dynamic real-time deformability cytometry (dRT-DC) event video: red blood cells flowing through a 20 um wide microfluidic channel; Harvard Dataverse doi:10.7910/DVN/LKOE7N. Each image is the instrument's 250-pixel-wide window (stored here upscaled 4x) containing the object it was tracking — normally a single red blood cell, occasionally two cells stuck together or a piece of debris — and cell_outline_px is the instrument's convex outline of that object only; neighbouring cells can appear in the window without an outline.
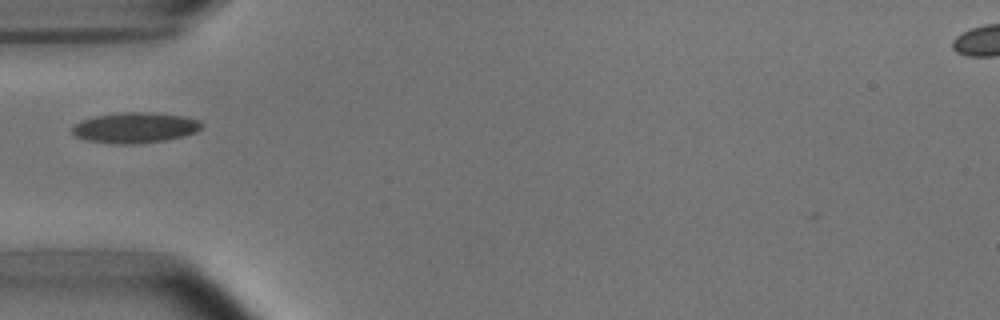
{"species": "common noctule bat (a hibernating species)", "species_latin": "Nyctalus noctula", "temperature_condition": "room temperature", "stored_images_in_passage": 37, "camera_frame_rate_fps": 3000, "um_per_image_px": 0.085, "animal": {"sex": "male", "body_mass_g": 15.6}, "frame": {"image": 1, "passage_image": 1, "time_ms": 0.0, "image_size_px": [1000, 320], "cell_outline_px": [[204, 124], [196, 132], [184, 136], [164, 140], [132, 144], [120, 144], [84, 140], [76, 136], [72, 132], [72, 124], [80, 120], [96, 116], [120, 112], [152, 112], [184, 116], [200, 120]], "centroid_in_image_um": [11.47, 10.84], "position_along_channel_um": 73.5, "area_um2": 23.18}}
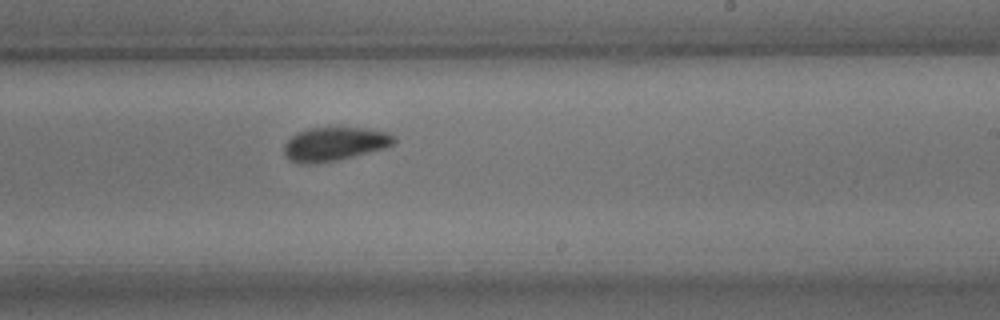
{"frame": {"image": 2, "passage_image": 16, "time_ms": 5.0, "image_size_px": [1000, 320], "cell_outline_px": [[396, 144], [384, 148], [340, 160], [316, 164], [300, 164], [288, 160], [284, 156], [284, 144], [296, 132], [308, 128], [364, 128], [388, 132], [396, 136]], "centroid_in_image_um": [28.43, 12.25], "position_along_channel_um": 260.6, "area_um2": 21.96}}
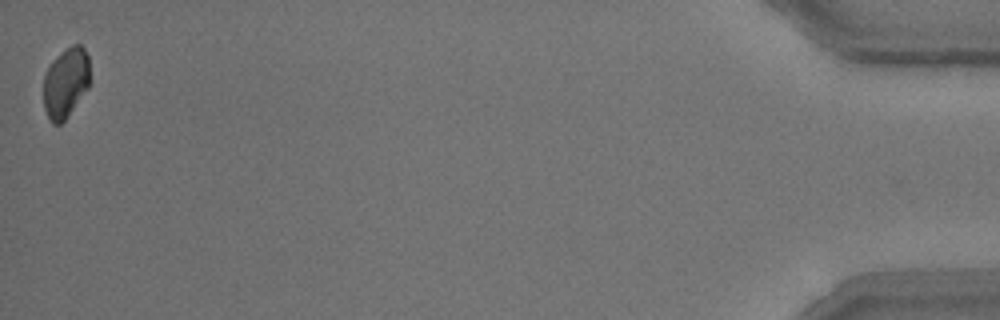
{"frame": {"image": 3, "passage_image": 37, "time_ms": 12.0, "image_size_px": [1000, 320], "cell_outline_px": [[88, 88], [64, 120], [60, 124], [52, 124], [44, 108], [44, 76], [52, 60], [72, 44], [80, 44], [84, 48], [88, 56]], "centroid_in_image_um": [5.57, 7.02], "position_along_channel_um": 429.6, "area_um2": 18.61}}